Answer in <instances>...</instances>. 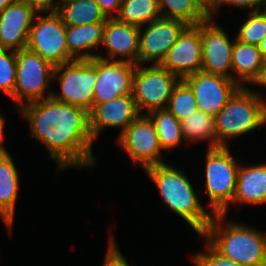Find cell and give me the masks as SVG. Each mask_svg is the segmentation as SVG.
<instances>
[{"label":"cell","mask_w":266,"mask_h":266,"mask_svg":"<svg viewBox=\"0 0 266 266\" xmlns=\"http://www.w3.org/2000/svg\"><path fill=\"white\" fill-rule=\"evenodd\" d=\"M266 203V164L239 167L233 202Z\"/></svg>","instance_id":"obj_19"},{"label":"cell","mask_w":266,"mask_h":266,"mask_svg":"<svg viewBox=\"0 0 266 266\" xmlns=\"http://www.w3.org/2000/svg\"><path fill=\"white\" fill-rule=\"evenodd\" d=\"M18 0H0V12L3 11L9 4H12Z\"/></svg>","instance_id":"obj_39"},{"label":"cell","mask_w":266,"mask_h":266,"mask_svg":"<svg viewBox=\"0 0 266 266\" xmlns=\"http://www.w3.org/2000/svg\"><path fill=\"white\" fill-rule=\"evenodd\" d=\"M32 25L27 49L39 55L53 67L74 60L66 45V25L57 13L37 17Z\"/></svg>","instance_id":"obj_9"},{"label":"cell","mask_w":266,"mask_h":266,"mask_svg":"<svg viewBox=\"0 0 266 266\" xmlns=\"http://www.w3.org/2000/svg\"><path fill=\"white\" fill-rule=\"evenodd\" d=\"M266 4V0L263 1ZM263 14L266 16V7L264 8Z\"/></svg>","instance_id":"obj_41"},{"label":"cell","mask_w":266,"mask_h":266,"mask_svg":"<svg viewBox=\"0 0 266 266\" xmlns=\"http://www.w3.org/2000/svg\"><path fill=\"white\" fill-rule=\"evenodd\" d=\"M103 266H129L122 253L119 252L115 242H110V246Z\"/></svg>","instance_id":"obj_33"},{"label":"cell","mask_w":266,"mask_h":266,"mask_svg":"<svg viewBox=\"0 0 266 266\" xmlns=\"http://www.w3.org/2000/svg\"><path fill=\"white\" fill-rule=\"evenodd\" d=\"M224 214H215L201 234L221 256L242 266H266V237L257 230L228 223L221 228ZM223 229V230H222Z\"/></svg>","instance_id":"obj_2"},{"label":"cell","mask_w":266,"mask_h":266,"mask_svg":"<svg viewBox=\"0 0 266 266\" xmlns=\"http://www.w3.org/2000/svg\"><path fill=\"white\" fill-rule=\"evenodd\" d=\"M150 114V115H149ZM148 116L153 121L162 149L177 146L183 138L181 122L167 109H155Z\"/></svg>","instance_id":"obj_26"},{"label":"cell","mask_w":266,"mask_h":266,"mask_svg":"<svg viewBox=\"0 0 266 266\" xmlns=\"http://www.w3.org/2000/svg\"><path fill=\"white\" fill-rule=\"evenodd\" d=\"M263 62L258 46L245 44L235 39L231 67L239 78L237 80L239 86H243L240 80L254 83L260 74Z\"/></svg>","instance_id":"obj_21"},{"label":"cell","mask_w":266,"mask_h":266,"mask_svg":"<svg viewBox=\"0 0 266 266\" xmlns=\"http://www.w3.org/2000/svg\"><path fill=\"white\" fill-rule=\"evenodd\" d=\"M209 11L215 3V0H199Z\"/></svg>","instance_id":"obj_40"},{"label":"cell","mask_w":266,"mask_h":266,"mask_svg":"<svg viewBox=\"0 0 266 266\" xmlns=\"http://www.w3.org/2000/svg\"><path fill=\"white\" fill-rule=\"evenodd\" d=\"M4 118L0 114V155L7 153L6 149L2 146V140H3V127H4Z\"/></svg>","instance_id":"obj_37"},{"label":"cell","mask_w":266,"mask_h":266,"mask_svg":"<svg viewBox=\"0 0 266 266\" xmlns=\"http://www.w3.org/2000/svg\"><path fill=\"white\" fill-rule=\"evenodd\" d=\"M266 36V16L263 12L251 11L246 22L241 26L236 40L258 46Z\"/></svg>","instance_id":"obj_29"},{"label":"cell","mask_w":266,"mask_h":266,"mask_svg":"<svg viewBox=\"0 0 266 266\" xmlns=\"http://www.w3.org/2000/svg\"><path fill=\"white\" fill-rule=\"evenodd\" d=\"M94 1L99 5L102 12L107 18H114V15H112L111 11H116L118 15L122 3V0H94Z\"/></svg>","instance_id":"obj_35"},{"label":"cell","mask_w":266,"mask_h":266,"mask_svg":"<svg viewBox=\"0 0 266 266\" xmlns=\"http://www.w3.org/2000/svg\"><path fill=\"white\" fill-rule=\"evenodd\" d=\"M266 123V102L259 94L240 86L215 116L216 147H228L226 139L239 136Z\"/></svg>","instance_id":"obj_4"},{"label":"cell","mask_w":266,"mask_h":266,"mask_svg":"<svg viewBox=\"0 0 266 266\" xmlns=\"http://www.w3.org/2000/svg\"><path fill=\"white\" fill-rule=\"evenodd\" d=\"M63 71V72H62ZM61 72V73H60ZM60 73V74H59ZM59 76L61 94L51 92V98L90 112L93 108L96 82V58L74 59L54 67L52 78Z\"/></svg>","instance_id":"obj_6"},{"label":"cell","mask_w":266,"mask_h":266,"mask_svg":"<svg viewBox=\"0 0 266 266\" xmlns=\"http://www.w3.org/2000/svg\"><path fill=\"white\" fill-rule=\"evenodd\" d=\"M137 64L132 79V97L139 109L148 113L155 109H166L173 88L180 81L178 76L159 64L139 68Z\"/></svg>","instance_id":"obj_7"},{"label":"cell","mask_w":266,"mask_h":266,"mask_svg":"<svg viewBox=\"0 0 266 266\" xmlns=\"http://www.w3.org/2000/svg\"><path fill=\"white\" fill-rule=\"evenodd\" d=\"M158 5L163 18L178 19L187 25H197L210 18L209 10L199 0H158ZM164 8H168L165 13Z\"/></svg>","instance_id":"obj_24"},{"label":"cell","mask_w":266,"mask_h":266,"mask_svg":"<svg viewBox=\"0 0 266 266\" xmlns=\"http://www.w3.org/2000/svg\"><path fill=\"white\" fill-rule=\"evenodd\" d=\"M96 58V82L94 85V101L101 104L116 97L132 93V79L136 70V64L104 58L102 55L82 53L76 59Z\"/></svg>","instance_id":"obj_10"},{"label":"cell","mask_w":266,"mask_h":266,"mask_svg":"<svg viewBox=\"0 0 266 266\" xmlns=\"http://www.w3.org/2000/svg\"><path fill=\"white\" fill-rule=\"evenodd\" d=\"M54 67L36 53L26 49L16 51V82L12 99L18 104L35 102L44 97V90L52 78ZM26 98V99H24Z\"/></svg>","instance_id":"obj_8"},{"label":"cell","mask_w":266,"mask_h":266,"mask_svg":"<svg viewBox=\"0 0 266 266\" xmlns=\"http://www.w3.org/2000/svg\"><path fill=\"white\" fill-rule=\"evenodd\" d=\"M27 3L32 9H34L38 14L40 12L50 11L54 13L58 11L59 3L54 4L53 0H20Z\"/></svg>","instance_id":"obj_34"},{"label":"cell","mask_w":266,"mask_h":266,"mask_svg":"<svg viewBox=\"0 0 266 266\" xmlns=\"http://www.w3.org/2000/svg\"><path fill=\"white\" fill-rule=\"evenodd\" d=\"M132 94L96 104L89 112V130L93 140L104 127H123L121 133L137 118L142 116Z\"/></svg>","instance_id":"obj_17"},{"label":"cell","mask_w":266,"mask_h":266,"mask_svg":"<svg viewBox=\"0 0 266 266\" xmlns=\"http://www.w3.org/2000/svg\"><path fill=\"white\" fill-rule=\"evenodd\" d=\"M183 80L192 89L198 110L213 116L225 107L227 101L240 87L233 79L202 71L187 75Z\"/></svg>","instance_id":"obj_12"},{"label":"cell","mask_w":266,"mask_h":266,"mask_svg":"<svg viewBox=\"0 0 266 266\" xmlns=\"http://www.w3.org/2000/svg\"><path fill=\"white\" fill-rule=\"evenodd\" d=\"M0 49V90L13 97L16 82V51Z\"/></svg>","instance_id":"obj_30"},{"label":"cell","mask_w":266,"mask_h":266,"mask_svg":"<svg viewBox=\"0 0 266 266\" xmlns=\"http://www.w3.org/2000/svg\"><path fill=\"white\" fill-rule=\"evenodd\" d=\"M229 151L228 147H212L206 155L205 186L212 215H225L235 195L239 165Z\"/></svg>","instance_id":"obj_5"},{"label":"cell","mask_w":266,"mask_h":266,"mask_svg":"<svg viewBox=\"0 0 266 266\" xmlns=\"http://www.w3.org/2000/svg\"><path fill=\"white\" fill-rule=\"evenodd\" d=\"M140 29V27L120 22L116 18L106 20L102 44L106 45L111 61H115L114 58L119 54L126 57L122 61L138 64Z\"/></svg>","instance_id":"obj_18"},{"label":"cell","mask_w":266,"mask_h":266,"mask_svg":"<svg viewBox=\"0 0 266 266\" xmlns=\"http://www.w3.org/2000/svg\"><path fill=\"white\" fill-rule=\"evenodd\" d=\"M254 84L266 86V60L263 62L260 74L258 78L254 81Z\"/></svg>","instance_id":"obj_36"},{"label":"cell","mask_w":266,"mask_h":266,"mask_svg":"<svg viewBox=\"0 0 266 266\" xmlns=\"http://www.w3.org/2000/svg\"><path fill=\"white\" fill-rule=\"evenodd\" d=\"M118 141L130 158L145 169L164 163L158 156L163 149L155 125L149 116L142 115L135 119L120 134Z\"/></svg>","instance_id":"obj_11"},{"label":"cell","mask_w":266,"mask_h":266,"mask_svg":"<svg viewBox=\"0 0 266 266\" xmlns=\"http://www.w3.org/2000/svg\"><path fill=\"white\" fill-rule=\"evenodd\" d=\"M19 177L9 153L0 155V215L6 226L12 228L18 197Z\"/></svg>","instance_id":"obj_20"},{"label":"cell","mask_w":266,"mask_h":266,"mask_svg":"<svg viewBox=\"0 0 266 266\" xmlns=\"http://www.w3.org/2000/svg\"><path fill=\"white\" fill-rule=\"evenodd\" d=\"M209 18L201 23V43H202V69L208 74L221 75L233 79L228 70L232 69V49L234 41L231 43L227 34Z\"/></svg>","instance_id":"obj_15"},{"label":"cell","mask_w":266,"mask_h":266,"mask_svg":"<svg viewBox=\"0 0 266 266\" xmlns=\"http://www.w3.org/2000/svg\"><path fill=\"white\" fill-rule=\"evenodd\" d=\"M208 253H197L193 261L196 266H242L237 262L219 255L208 243Z\"/></svg>","instance_id":"obj_31"},{"label":"cell","mask_w":266,"mask_h":266,"mask_svg":"<svg viewBox=\"0 0 266 266\" xmlns=\"http://www.w3.org/2000/svg\"><path fill=\"white\" fill-rule=\"evenodd\" d=\"M146 172L157 185L166 205L186 220L200 236L212 217L202 207L184 173L165 163L149 166Z\"/></svg>","instance_id":"obj_3"},{"label":"cell","mask_w":266,"mask_h":266,"mask_svg":"<svg viewBox=\"0 0 266 266\" xmlns=\"http://www.w3.org/2000/svg\"><path fill=\"white\" fill-rule=\"evenodd\" d=\"M106 21L78 26H66V45L69 55L76 59L78 52L101 44L104 38Z\"/></svg>","instance_id":"obj_23"},{"label":"cell","mask_w":266,"mask_h":266,"mask_svg":"<svg viewBox=\"0 0 266 266\" xmlns=\"http://www.w3.org/2000/svg\"><path fill=\"white\" fill-rule=\"evenodd\" d=\"M184 140L209 139V148L216 147L215 116L196 110L181 121Z\"/></svg>","instance_id":"obj_27"},{"label":"cell","mask_w":266,"mask_h":266,"mask_svg":"<svg viewBox=\"0 0 266 266\" xmlns=\"http://www.w3.org/2000/svg\"><path fill=\"white\" fill-rule=\"evenodd\" d=\"M264 0H215L214 5L212 6L211 10L209 11L210 14V18L212 19V13H215L217 10V8L219 7V5L221 3H227V4H231V5H236L238 7H242V8H247V7H251L253 10V12H257L260 11V3H263Z\"/></svg>","instance_id":"obj_32"},{"label":"cell","mask_w":266,"mask_h":266,"mask_svg":"<svg viewBox=\"0 0 266 266\" xmlns=\"http://www.w3.org/2000/svg\"><path fill=\"white\" fill-rule=\"evenodd\" d=\"M159 65L171 73L176 74L179 79H183L185 76L193 73L201 72V23L188 25Z\"/></svg>","instance_id":"obj_13"},{"label":"cell","mask_w":266,"mask_h":266,"mask_svg":"<svg viewBox=\"0 0 266 266\" xmlns=\"http://www.w3.org/2000/svg\"><path fill=\"white\" fill-rule=\"evenodd\" d=\"M27 104L20 113L30 122L32 136L46 145L60 168L95 164L88 111L51 97Z\"/></svg>","instance_id":"obj_1"},{"label":"cell","mask_w":266,"mask_h":266,"mask_svg":"<svg viewBox=\"0 0 266 266\" xmlns=\"http://www.w3.org/2000/svg\"><path fill=\"white\" fill-rule=\"evenodd\" d=\"M187 26L184 21L163 17L148 23L143 35L141 30L139 33L138 65L151 60L160 64Z\"/></svg>","instance_id":"obj_14"},{"label":"cell","mask_w":266,"mask_h":266,"mask_svg":"<svg viewBox=\"0 0 266 266\" xmlns=\"http://www.w3.org/2000/svg\"><path fill=\"white\" fill-rule=\"evenodd\" d=\"M166 109L180 122L198 110L194 93L183 79L173 88Z\"/></svg>","instance_id":"obj_28"},{"label":"cell","mask_w":266,"mask_h":266,"mask_svg":"<svg viewBox=\"0 0 266 266\" xmlns=\"http://www.w3.org/2000/svg\"><path fill=\"white\" fill-rule=\"evenodd\" d=\"M161 17L158 0H122L119 13L114 16L120 22L140 28Z\"/></svg>","instance_id":"obj_25"},{"label":"cell","mask_w":266,"mask_h":266,"mask_svg":"<svg viewBox=\"0 0 266 266\" xmlns=\"http://www.w3.org/2000/svg\"><path fill=\"white\" fill-rule=\"evenodd\" d=\"M259 51L262 55L263 60H266V36L262 39L260 44L258 45Z\"/></svg>","instance_id":"obj_38"},{"label":"cell","mask_w":266,"mask_h":266,"mask_svg":"<svg viewBox=\"0 0 266 266\" xmlns=\"http://www.w3.org/2000/svg\"><path fill=\"white\" fill-rule=\"evenodd\" d=\"M59 4L57 13L66 26L101 23L108 19L94 0H70Z\"/></svg>","instance_id":"obj_22"},{"label":"cell","mask_w":266,"mask_h":266,"mask_svg":"<svg viewBox=\"0 0 266 266\" xmlns=\"http://www.w3.org/2000/svg\"><path fill=\"white\" fill-rule=\"evenodd\" d=\"M37 14L27 3L20 0L1 11L0 49H26L33 19Z\"/></svg>","instance_id":"obj_16"}]
</instances>
